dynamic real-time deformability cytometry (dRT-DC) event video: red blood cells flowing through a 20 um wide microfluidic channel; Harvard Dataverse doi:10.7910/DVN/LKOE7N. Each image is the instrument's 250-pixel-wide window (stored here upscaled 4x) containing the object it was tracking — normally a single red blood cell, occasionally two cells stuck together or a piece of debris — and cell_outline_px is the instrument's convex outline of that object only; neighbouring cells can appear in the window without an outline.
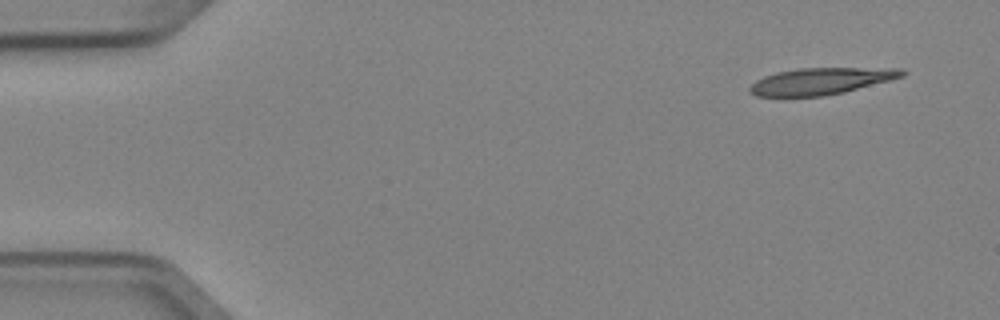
{"species": "Egyptian fruit bat (a non-hibernating species)", "species_latin": "Rousettus aegyptiacus", "temperature_condition": "cold", "stored_images_in_passage": 4, "camera_frame_rate_fps": 3000, "um_per_image_px": 0.085, "animal": {"sex": "female"}, "frame": {"image": 1, "passage_image": 1, "time_ms": 0.0, "image_size_px": [1000, 320], "cell_outline_px": [[908, 72], [904, 76], [844, 92], [824, 96], [756, 96], [748, 92], [748, 88], [756, 80], [764, 76], [776, 72], [800, 68], [904, 68]], "centroid_in_image_um": [69.78, 6.89], "position_along_channel_um": 15.2, "area_um2": 23.7}}
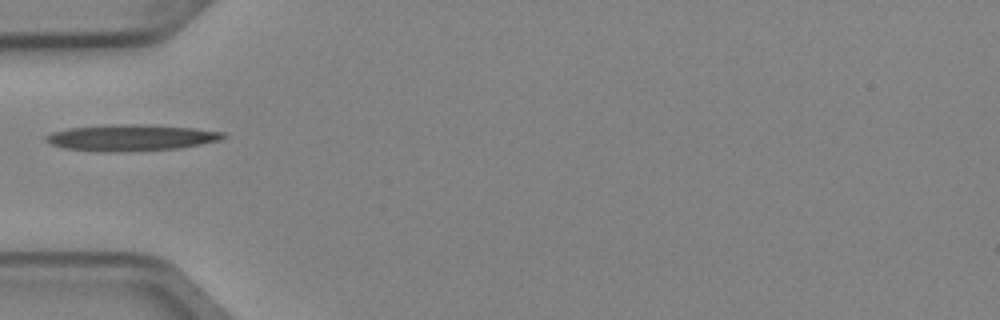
{"frame": {"image": 2, "passage_image": 4, "time_ms": 1.0, "image_size_px": [1000, 320], "cell_outline_px": [[228, 136], [220, 140], [180, 148], [120, 152], [100, 152], [64, 148], [52, 144], [44, 140], [44, 136], [52, 132], [68, 128], [116, 124], [148, 124], [196, 128], [224, 132]], "centroid_in_image_um": [11.15, 11.7], "position_along_channel_um": 73.9, "area_um2": 27.46}}